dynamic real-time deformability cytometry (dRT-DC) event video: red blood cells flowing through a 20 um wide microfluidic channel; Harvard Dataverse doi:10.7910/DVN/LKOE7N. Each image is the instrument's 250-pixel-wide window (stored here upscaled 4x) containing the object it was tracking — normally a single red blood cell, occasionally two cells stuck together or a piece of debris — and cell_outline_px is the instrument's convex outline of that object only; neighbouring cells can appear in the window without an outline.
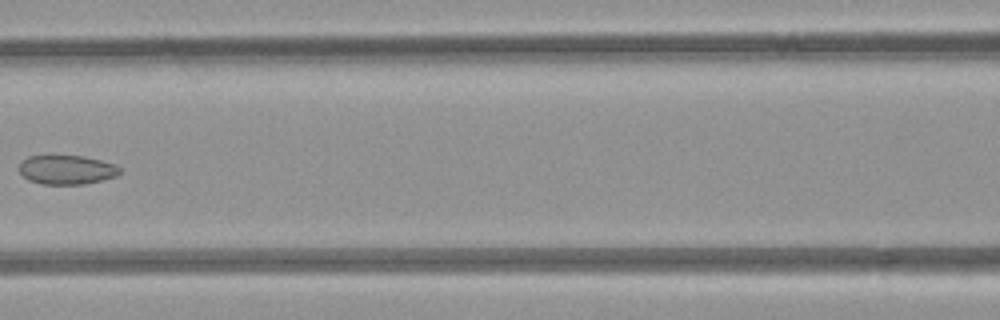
{"species": "common noctule bat (a hibernating species)", "species_latin": "Nyctalus noctula", "temperature_condition": "room temperature", "stored_images_in_passage": 7, "camera_frame_rate_fps": 3000, "um_per_image_px": 0.085, "animal": {"sex": "female", "body_mass_g": 21.9}, "frame": {"image": 1, "passage_image": 6, "time_ms": 6.667, "image_size_px": [1000, 320], "cell_outline_px": [[120, 172], [116, 176], [84, 184], [40, 184], [28, 180], [20, 172], [20, 160], [28, 156], [84, 156], [116, 164], [120, 168]], "centroid_in_image_um": [5.65, 14.42], "position_along_channel_um": 160.9, "area_um2": 17.05}}
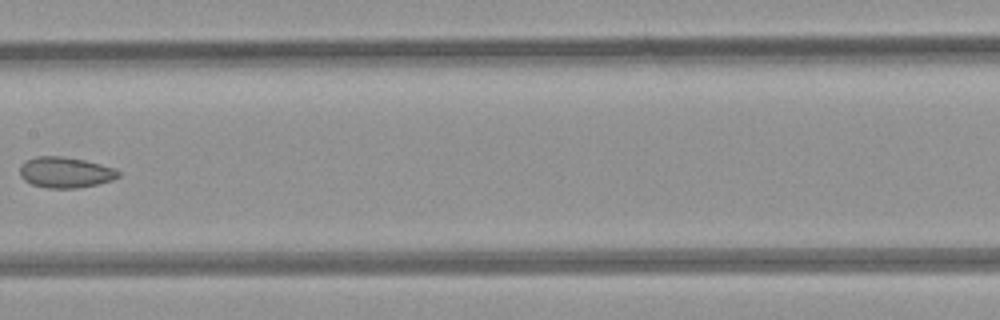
{"frame": {"image": 2, "passage_image": 7, "time_ms": 7.667, "image_size_px": [1000, 320], "cell_outline_px": [[120, 176], [112, 180], [96, 184], [76, 188], [48, 188], [32, 184], [24, 180], [20, 176], [20, 164], [24, 160], [36, 156], [64, 156], [84, 160], [116, 168], [120, 172]], "centroid_in_image_um": [5.54, 14.64], "position_along_channel_um": 201.9, "area_um2": 17.8}}